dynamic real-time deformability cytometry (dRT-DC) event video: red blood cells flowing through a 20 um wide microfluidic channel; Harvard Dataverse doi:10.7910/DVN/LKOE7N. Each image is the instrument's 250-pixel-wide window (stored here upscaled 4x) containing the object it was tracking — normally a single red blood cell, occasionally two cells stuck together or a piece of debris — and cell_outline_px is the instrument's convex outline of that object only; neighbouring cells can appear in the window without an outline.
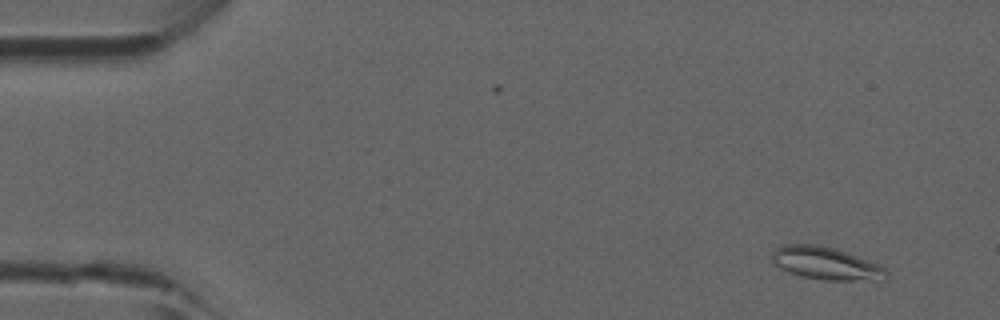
{"species": "common noctule bat (a hibernating species)", "species_latin": "Nyctalus noctula", "temperature_condition": "room temperature", "stored_images_in_passage": 6, "camera_frame_rate_fps": 3000, "um_per_image_px": 0.085, "animal": {"sex": "male", "forearm_length_mm": 52.5}, "frame": {"image": 1, "passage_image": 2, "time_ms": 0.333, "image_size_px": [1000, 320], "cell_outline_px": [[888, 276], [884, 280], [824, 280], [800, 276], [788, 272], [772, 264], [772, 252], [776, 248], [784, 244], [820, 244], [836, 248], [880, 264], [888, 272]], "centroid_in_image_um": [70.2, 22.38], "position_along_channel_um": 14.8, "area_um2": 22.14}}
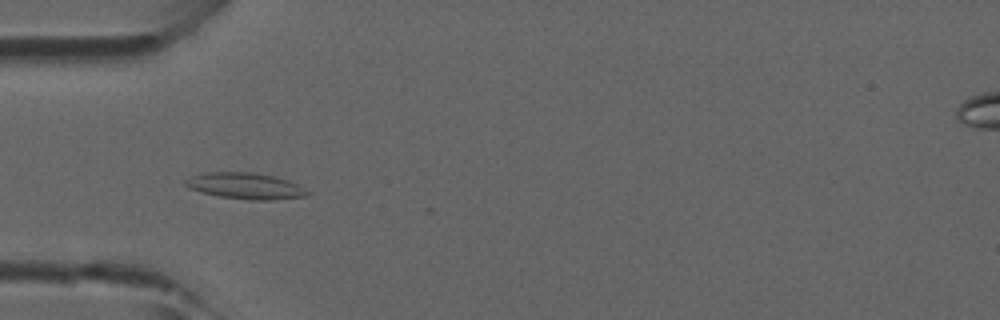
{"frame": {"image": 2, "passage_image": 5, "time_ms": 1.333, "image_size_px": [1000, 320], "cell_outline_px": [[308, 196], [272, 200], [248, 200], [220, 196], [188, 188], [184, 184], [184, 180], [188, 176], [204, 172], [252, 172], [272, 176], [288, 180], [304, 188], [308, 192]], "centroid_in_image_um": [20.81, 15.8], "position_along_channel_um": 64.2, "area_um2": 18.61}}
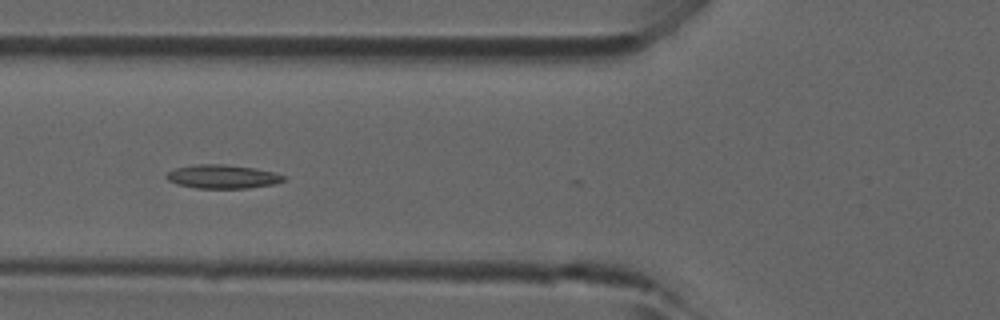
{"frame": {"image": 3, "passage_image": 6, "time_ms": 1.667, "image_size_px": [1000, 320], "cell_outline_px": [[288, 176], [284, 180], [272, 184], [248, 188], [196, 188], [176, 184], [168, 180], [164, 176], [172, 168], [192, 164], [228, 164], [256, 168]], "centroid_in_image_um": [18.86, 14.99], "position_along_channel_um": 106.9, "area_um2": 16.42}}